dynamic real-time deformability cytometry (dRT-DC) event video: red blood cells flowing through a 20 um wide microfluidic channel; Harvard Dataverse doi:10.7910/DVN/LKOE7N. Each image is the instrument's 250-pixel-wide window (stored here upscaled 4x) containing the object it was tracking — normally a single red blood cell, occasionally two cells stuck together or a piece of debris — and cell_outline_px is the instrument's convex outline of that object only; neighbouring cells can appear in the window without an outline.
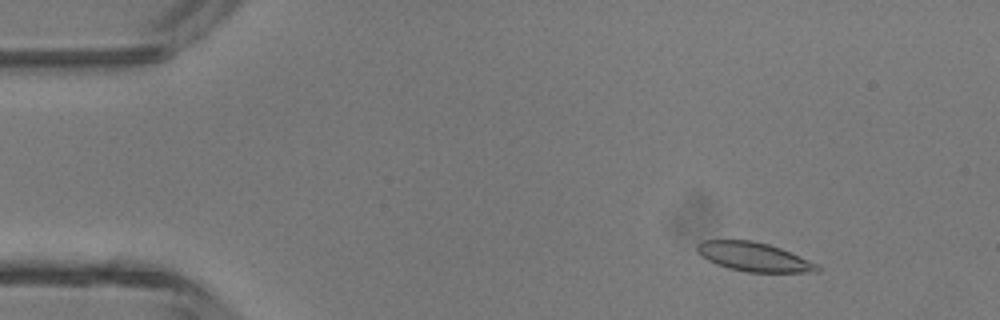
{"species": "common noctule bat (a hibernating species)", "species_latin": "Nyctalus noctula", "temperature_condition": "room temperature", "stored_images_in_passage": 45, "camera_frame_rate_fps": 3000, "um_per_image_px": 0.085, "animal": {"sex": "male", "body_mass_g": 13.3}, "frame": {"image": 1, "passage_image": 4, "time_ms": 1.0, "image_size_px": [1000, 320], "cell_outline_px": [[820, 272], [748, 272], [728, 268], [716, 264], [708, 260], [696, 248], [696, 244], [704, 240], [752, 240], [768, 244], [780, 248], [816, 264], [820, 268]], "centroid_in_image_um": [64.06, 21.83], "position_along_channel_um": 20.9, "area_um2": 19.94}}
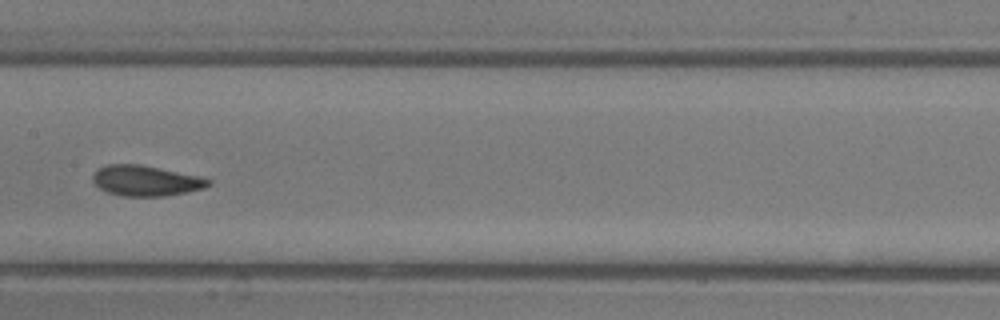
{"frame": {"image": 2, "passage_image": 22, "time_ms": 7.0, "image_size_px": [1000, 320], "cell_outline_px": [[212, 184], [204, 188], [164, 196], [120, 196], [108, 192], [100, 188], [92, 180], [92, 176], [100, 168], [108, 164], [140, 164], [200, 176], [212, 180]], "centroid_in_image_um": [12.42, 15.36], "position_along_channel_um": 195.0, "area_um2": 20.4}}
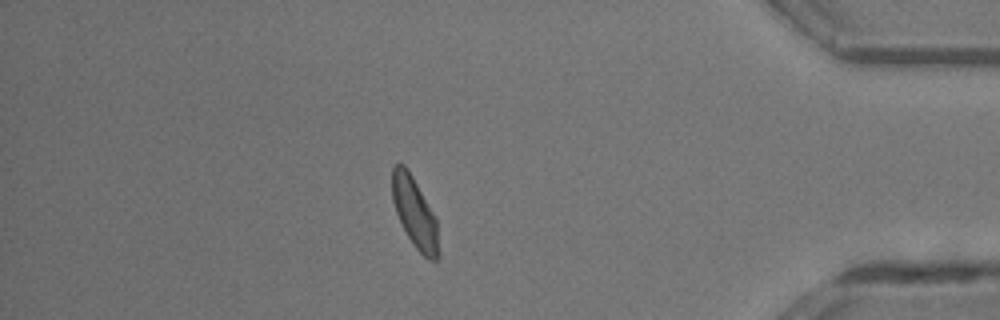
{"frame": {"image": 3, "passage_image": 39, "time_ms": 12.667, "image_size_px": [1000, 320], "cell_outline_px": [[440, 256], [436, 260], [428, 260], [416, 248], [408, 236], [396, 212], [392, 200], [392, 168], [396, 164], [404, 164], [408, 168], [436, 216], [440, 252]], "centroid_in_image_um": [35.28, 18.08], "position_along_channel_um": 399.9, "area_um2": 19.19}, "authors_computed_cell_mechanics": {"area_um2": 20.1722, "velocity_mm_per_s": 4.3411, "shape_relaxation_time_tau1_ms": 2.3064, "shape_relaxation_time_tau2_ms": 1.1223, "deformation_change_tau1": 0.1301, "deformation_change_tau2": 0.0766}}